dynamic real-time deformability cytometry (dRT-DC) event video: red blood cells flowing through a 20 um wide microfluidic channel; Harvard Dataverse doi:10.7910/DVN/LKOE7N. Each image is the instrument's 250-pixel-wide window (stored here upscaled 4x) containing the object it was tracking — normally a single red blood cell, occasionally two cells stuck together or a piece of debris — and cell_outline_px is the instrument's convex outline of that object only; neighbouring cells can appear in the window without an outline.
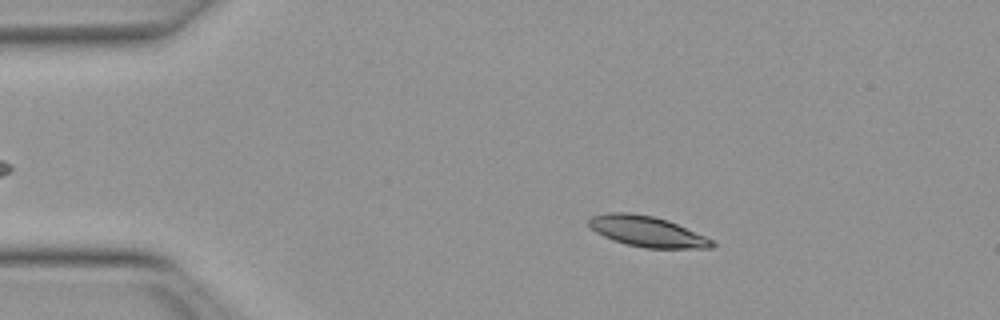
{"species": "Egyptian fruit bat (a non-hibernating species)", "species_latin": "Rousettus aegyptiacus", "temperature_condition": "warm", "stored_images_in_passage": 51, "camera_frame_rate_fps": 3000, "um_per_image_px": 0.085, "animal": {"sex": "female"}, "frame": {"image": 1, "passage_image": 9, "time_ms": 2.667, "image_size_px": [1000, 320], "cell_outline_px": [[716, 244], [712, 248], [644, 248], [612, 240], [596, 232], [588, 224], [588, 220], [592, 216], [608, 212], [628, 212], [652, 216], [668, 220], [716, 240]], "centroid_in_image_um": [55.05, 19.67], "position_along_channel_um": 30.0, "area_um2": 22.08}}
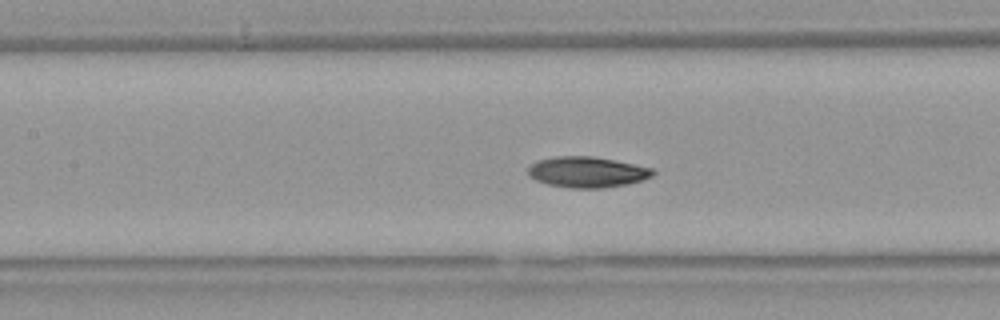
{"frame": {"image": 2, "passage_image": 23, "time_ms": 7.333, "image_size_px": [1000, 320], "cell_outline_px": [[656, 172], [652, 176], [628, 184], [604, 188], [572, 188], [548, 184], [536, 180], [528, 176], [528, 168], [536, 160], [556, 156], [592, 156], [616, 160], [652, 168]], "centroid_in_image_um": [49.89, 14.62], "position_along_channel_um": 157.5, "area_um2": 22.43}}
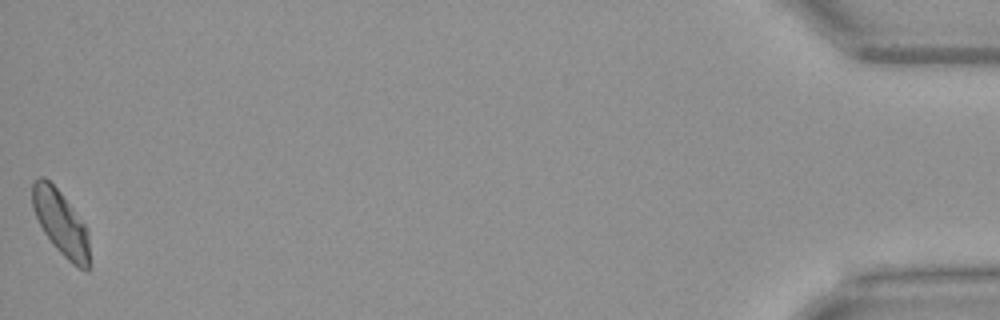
{"frame": {"image": 3, "passage_image": 51, "time_ms": 16.667, "image_size_px": [1000, 320], "cell_outline_px": [[92, 268], [88, 272], [72, 264], [52, 244], [44, 232], [32, 208], [32, 184], [40, 176], [44, 176], [60, 192], [84, 224], [88, 232]], "centroid_in_image_um": [5.21, 19.02], "position_along_channel_um": 430.0, "area_um2": 21.68}, "authors_computed_cell_mechanics": {"area_um2": 21.7906, "velocity_mm_per_s": 3.9724, "shape_relaxation_time_tau1_ms": 3.9681, "shape_relaxation_time_tau2_ms": 5.2677, "deformation_change_tau1": 0.1364, "deformation_change_tau2": 0.0783}}